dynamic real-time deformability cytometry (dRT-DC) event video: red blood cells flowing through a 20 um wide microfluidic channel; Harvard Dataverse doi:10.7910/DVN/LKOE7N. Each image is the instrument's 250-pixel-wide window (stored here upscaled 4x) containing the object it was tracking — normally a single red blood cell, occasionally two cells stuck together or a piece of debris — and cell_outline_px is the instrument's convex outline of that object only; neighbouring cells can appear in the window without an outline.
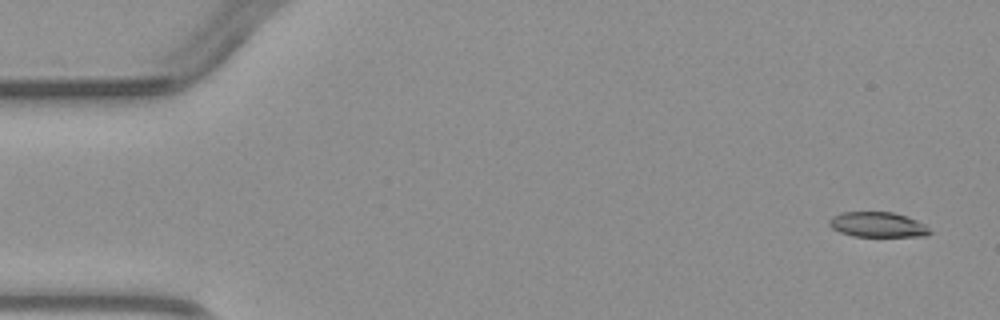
{"species": "common noctule bat (a hibernating species)", "species_latin": "Nyctalus noctula", "temperature_condition": "warm", "stored_images_in_passage": 4, "camera_frame_rate_fps": 3000, "um_per_image_px": 0.085, "animal": {"sex": "male", "body_mass_g": 23.1, "forearm_length_mm": 52.7}, "frame": {"image": 1, "passage_image": 1, "time_ms": 0.0, "image_size_px": [1000, 320], "cell_outline_px": [[932, 232], [928, 236], [852, 236], [840, 232], [832, 228], [828, 224], [828, 220], [832, 216], [844, 212], [892, 212], [908, 216], [924, 224]], "centroid_in_image_um": [74.6, 19.09], "position_along_channel_um": 10.4, "area_um2": 14.74}}
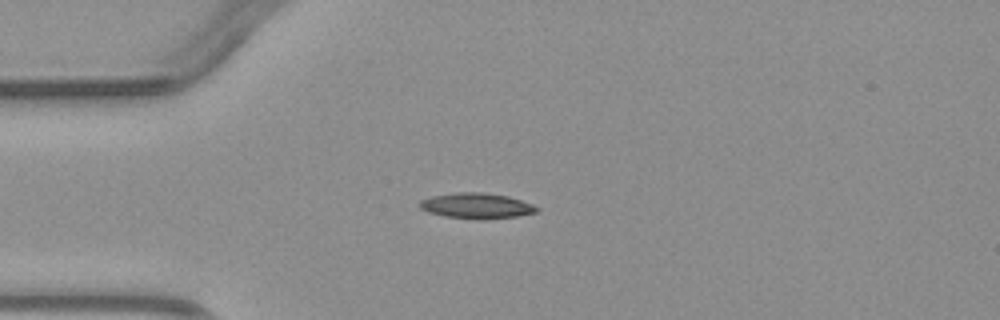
{"frame": {"image": 2, "passage_image": 4, "time_ms": 3.333, "image_size_px": [1000, 320], "cell_outline_px": [[540, 208], [536, 212], [516, 216], [484, 220], [444, 216], [428, 212], [420, 208], [420, 200], [432, 196], [460, 192], [480, 192], [508, 196], [532, 204]], "centroid_in_image_um": [40.51, 17.5], "position_along_channel_um": 44.5, "area_um2": 17.28}}